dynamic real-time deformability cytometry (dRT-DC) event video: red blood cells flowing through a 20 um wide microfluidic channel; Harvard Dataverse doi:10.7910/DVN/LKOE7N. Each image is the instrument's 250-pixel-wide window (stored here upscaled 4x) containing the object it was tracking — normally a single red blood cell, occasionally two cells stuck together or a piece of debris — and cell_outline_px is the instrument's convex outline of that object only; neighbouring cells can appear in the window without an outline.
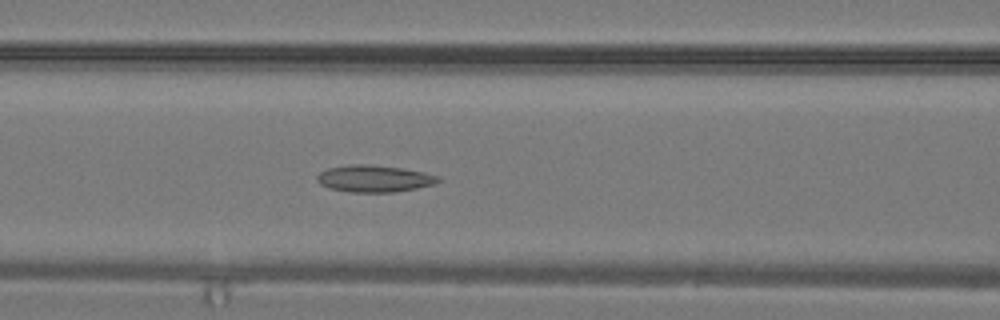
{"species": "common noctule bat (a hibernating species)", "species_latin": "Nyctalus noctula", "temperature_condition": "warm", "stored_images_in_passage": 22, "camera_frame_rate_fps": 3000, "um_per_image_px": 0.085, "animal": {"sex": "male", "body_mass_g": 19.2, "forearm_length_mm": 51.8}, "frame": {"image": 1, "passage_image": 14, "time_ms": 4.333, "image_size_px": [1000, 320], "cell_outline_px": [[440, 180], [436, 184], [416, 188], [392, 192], [348, 192], [328, 188], [320, 184], [316, 180], [316, 176], [320, 172], [328, 168], [348, 164], [368, 164], [400, 168], [424, 172], [436, 176]], "centroid_in_image_um": [31.75, 15.18], "position_along_channel_um": 134.8, "area_um2": 18.96}}
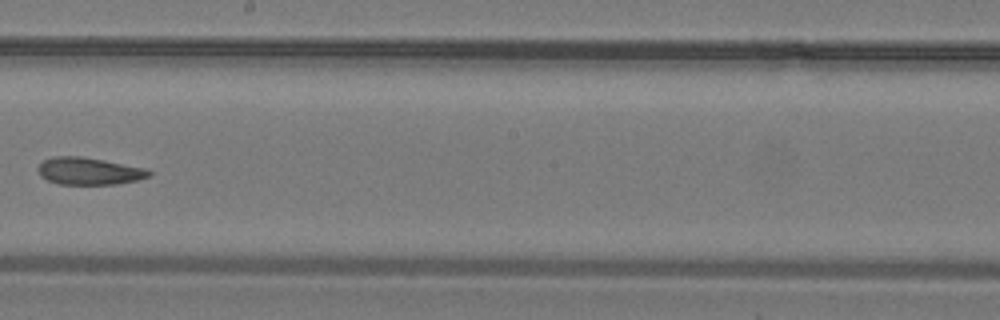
{"frame": {"image": 2, "passage_image": 19, "time_ms": 6.0, "image_size_px": [1000, 320], "cell_outline_px": [[152, 172], [148, 176], [136, 180], [116, 184], [60, 184], [48, 180], [40, 176], [36, 168], [44, 160], [52, 156], [80, 156], [104, 160], [148, 168]], "centroid_in_image_um": [7.55, 14.53], "position_along_channel_um": 240.6, "area_um2": 17.63}}
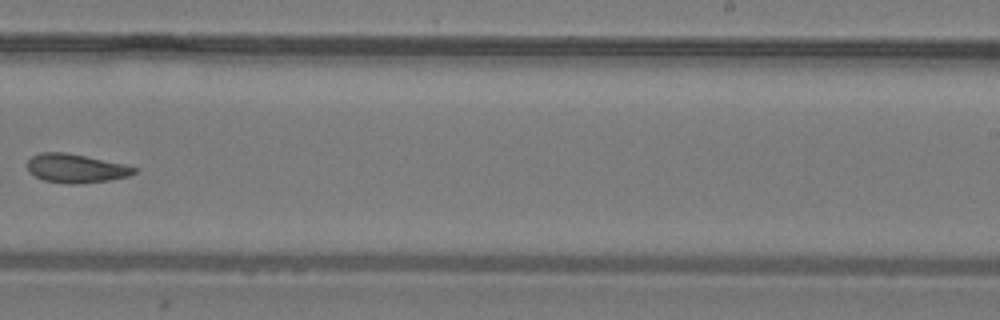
{"frame": {"image": 3, "passage_image": 21, "time_ms": 6.667, "image_size_px": [1000, 320], "cell_outline_px": [[136, 172], [128, 176], [108, 180], [72, 184], [68, 184], [44, 180], [28, 172], [28, 160], [32, 156], [40, 152], [64, 152], [124, 164], [136, 168]], "centroid_in_image_um": [6.41, 14.3], "position_along_channel_um": 282.6, "area_um2": 17.63}}